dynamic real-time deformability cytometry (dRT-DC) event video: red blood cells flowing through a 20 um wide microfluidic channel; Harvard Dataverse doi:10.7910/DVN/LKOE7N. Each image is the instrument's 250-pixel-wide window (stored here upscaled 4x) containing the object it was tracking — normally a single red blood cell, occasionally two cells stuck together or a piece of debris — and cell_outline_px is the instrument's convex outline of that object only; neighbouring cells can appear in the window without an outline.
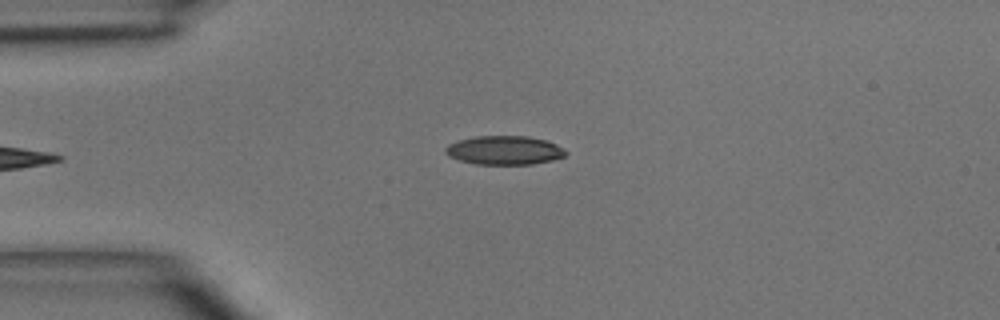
{"species": "common noctule bat (a hibernating species)", "species_latin": "Nyctalus noctula", "temperature_condition": "room temperature", "stored_images_in_passage": 2, "camera_frame_rate_fps": 3000, "um_per_image_px": 0.085, "animal": {"sex": "male", "body_mass_g": 15.6}, "frame": {"image": 1, "passage_image": 1, "time_ms": 0.0, "image_size_px": [1000, 320], "cell_outline_px": [[568, 152], [564, 156], [552, 160], [532, 164], [476, 164], [460, 160], [448, 156], [444, 152], [444, 148], [448, 144], [460, 140], [476, 136], [528, 136], [544, 140], [556, 144], [564, 148]], "centroid_in_image_um": [42.87, 12.77], "position_along_channel_um": 42.1, "area_um2": 20.17}}